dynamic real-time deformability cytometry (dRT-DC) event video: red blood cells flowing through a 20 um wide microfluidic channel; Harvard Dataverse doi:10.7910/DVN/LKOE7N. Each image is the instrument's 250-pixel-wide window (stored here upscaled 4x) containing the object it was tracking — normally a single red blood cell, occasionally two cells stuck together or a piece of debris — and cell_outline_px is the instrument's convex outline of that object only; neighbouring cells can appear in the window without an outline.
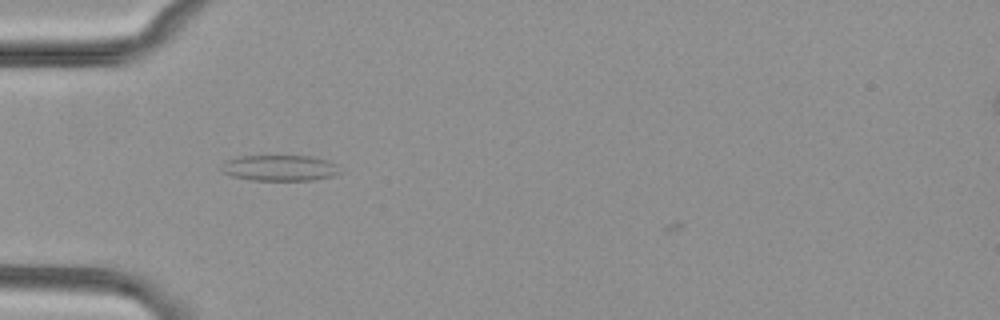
{"species": "common noctule bat (a hibernating species)", "species_latin": "Nyctalus noctula", "temperature_condition": "cold", "stored_images_in_passage": 43, "camera_frame_rate_fps": 3000, "um_per_image_px": 0.085, "animal": {"sex": "female", "body_mass_g": 29.2, "forearm_length_mm": 56.3}, "frame": {"image": 1, "passage_image": 5, "time_ms": 1.333, "image_size_px": [1000, 320], "cell_outline_px": [[340, 172], [332, 176], [312, 180], [252, 180], [232, 176], [224, 172], [220, 168], [220, 164], [224, 160], [240, 156], [308, 156], [324, 160], [336, 164]], "centroid_in_image_um": [23.71, 14.27], "position_along_channel_um": 61.3, "area_um2": 17.74}}
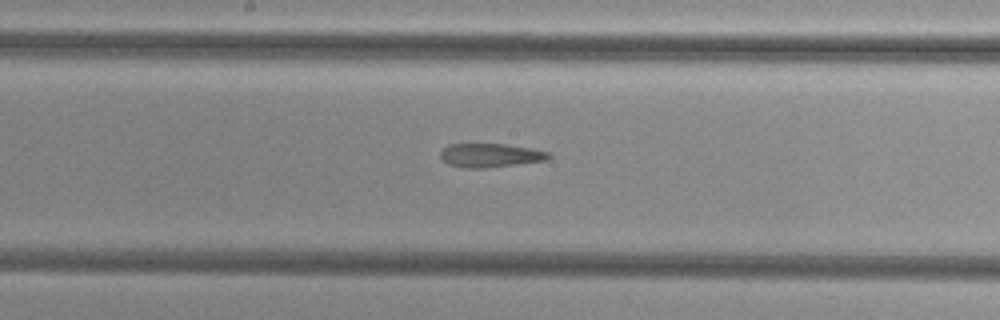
{"frame": {"image": 2, "passage_image": 17, "time_ms": 5.333, "image_size_px": [1000, 320], "cell_outline_px": [[552, 156], [548, 160], [484, 168], [464, 168], [448, 164], [440, 156], [440, 152], [448, 144], [504, 144], [532, 148], [552, 152]], "centroid_in_image_um": [41.72, 13.2], "position_along_channel_um": 206.5, "area_um2": 15.09}}
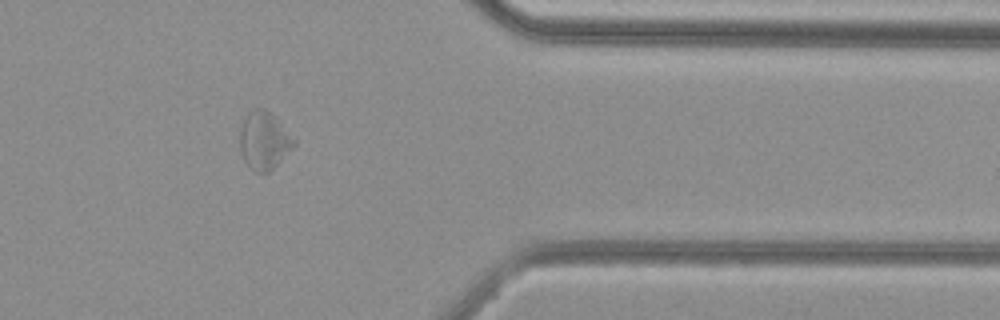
{"frame": {"image": 3, "passage_image": 33, "time_ms": 10.667, "image_size_px": [1000, 320], "cell_outline_px": [[296, 144], [268, 172], [256, 172], [248, 168], [244, 160], [240, 148], [240, 128], [244, 116], [252, 108], [264, 108], [276, 116], [280, 120], [296, 140]], "centroid_in_image_um": [22.43, 11.9], "position_along_channel_um": 389.0, "area_um2": 18.38}, "authors_computed_cell_mechanics": {"area_um2": 16.2996, "velocity_mm_per_s": 3.7316, "shape_relaxation_time_tau1_ms": null, "shape_relaxation_time_tau2_ms": 2.5903, "deformation_change_tau1": null, "deformation_change_tau2": 0.0858}}